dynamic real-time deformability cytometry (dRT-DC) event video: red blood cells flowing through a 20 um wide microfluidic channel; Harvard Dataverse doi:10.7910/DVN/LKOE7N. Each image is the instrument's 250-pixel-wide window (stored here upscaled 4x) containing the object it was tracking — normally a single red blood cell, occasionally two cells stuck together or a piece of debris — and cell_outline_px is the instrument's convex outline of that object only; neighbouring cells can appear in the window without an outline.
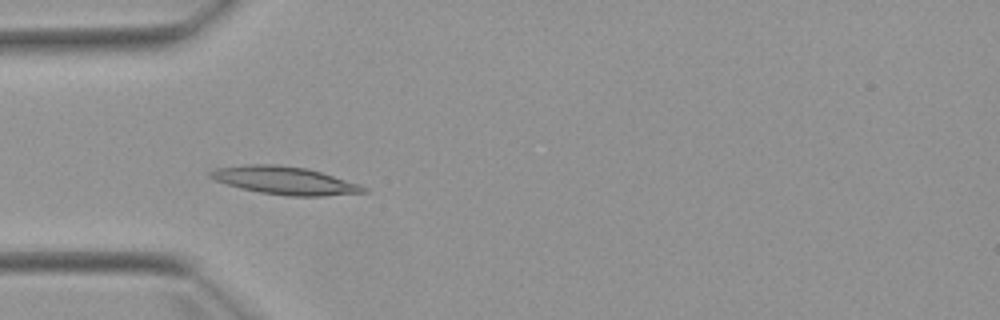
{"species": "Egyptian fruit bat (a non-hibernating species)", "species_latin": "Rousettus aegyptiacus", "temperature_condition": "warm", "stored_images_in_passage": 7, "camera_frame_rate_fps": 3000, "um_per_image_px": 0.085, "animal": {"sex": "female"}, "frame": {"image": 1, "passage_image": 5, "time_ms": 5.667, "image_size_px": [1000, 320], "cell_outline_px": [[368, 192], [324, 196], [288, 196], [260, 192], [240, 188], [212, 180], [208, 176], [208, 172], [212, 168], [244, 164], [276, 164], [308, 168], [360, 184], [368, 188]], "centroid_in_image_um": [24.16, 15.33], "position_along_channel_um": 60.8, "area_um2": 25.26}}
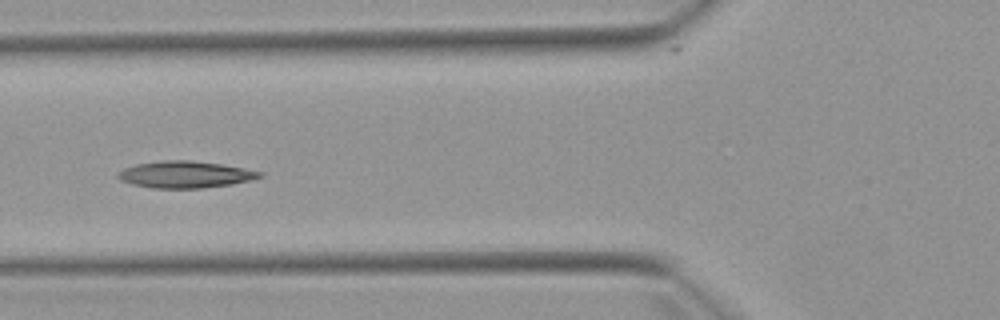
{"frame": {"image": 2, "passage_image": 6, "time_ms": 7.0, "image_size_px": [1000, 320], "cell_outline_px": [[264, 176], [252, 180], [232, 184], [200, 188], [152, 188], [132, 184], [120, 180], [116, 176], [116, 172], [124, 168], [136, 164], [160, 160], [188, 160], [220, 164], [244, 168], [264, 172]], "centroid_in_image_um": [15.73, 14.83], "position_along_channel_um": 110.1, "area_um2": 22.25}}
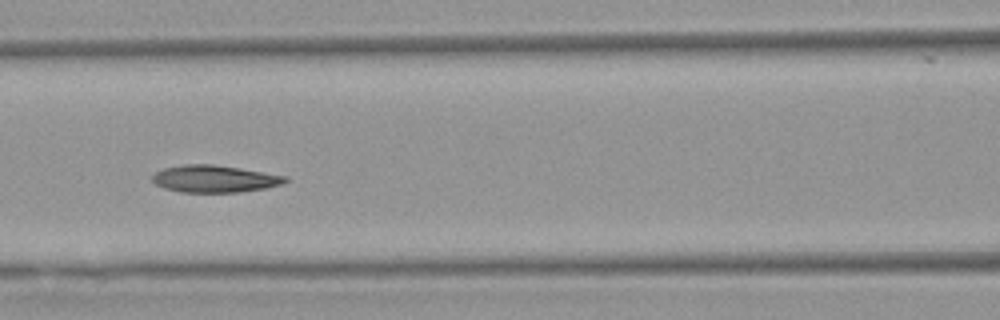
{"frame": {"image": 3, "passage_image": 7, "time_ms": 8.0, "image_size_px": [1000, 320], "cell_outline_px": [[288, 180], [284, 184], [264, 188], [240, 192], [180, 192], [164, 188], [156, 184], [152, 180], [152, 176], [156, 172], [164, 168], [184, 164], [212, 164], [240, 168], [288, 176]], "centroid_in_image_um": [18.25, 15.2], "position_along_channel_um": 148.3, "area_um2": 21.04}}